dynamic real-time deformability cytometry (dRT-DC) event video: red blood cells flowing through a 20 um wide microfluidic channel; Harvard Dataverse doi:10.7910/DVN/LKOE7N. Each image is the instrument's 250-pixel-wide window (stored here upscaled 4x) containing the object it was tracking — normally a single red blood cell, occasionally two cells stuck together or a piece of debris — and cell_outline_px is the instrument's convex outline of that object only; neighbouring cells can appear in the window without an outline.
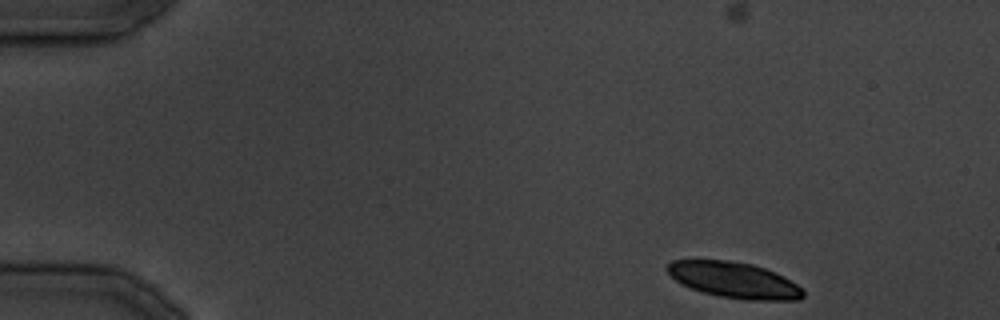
{"species": "common noctule bat (a hibernating species)", "species_latin": "Nyctalus noctula", "temperature_condition": "cold", "stored_images_in_passage": 32, "camera_frame_rate_fps": 3000, "um_per_image_px": 0.085, "animal": {"sex": "male", "body_mass_g": 19.5, "forearm_length_mm": 54.6}, "frame": {"image": 1, "passage_image": 1, "time_ms": 0.0, "image_size_px": [1000, 320], "cell_outline_px": [[804, 296], [800, 300], [744, 300], [720, 296], [704, 292], [680, 284], [664, 268], [672, 260], [728, 260], [752, 264], [764, 268], [784, 276], [796, 284], [804, 292]], "centroid_in_image_um": [62.4, 23.8], "position_along_channel_um": 22.6, "area_um2": 28.32}}